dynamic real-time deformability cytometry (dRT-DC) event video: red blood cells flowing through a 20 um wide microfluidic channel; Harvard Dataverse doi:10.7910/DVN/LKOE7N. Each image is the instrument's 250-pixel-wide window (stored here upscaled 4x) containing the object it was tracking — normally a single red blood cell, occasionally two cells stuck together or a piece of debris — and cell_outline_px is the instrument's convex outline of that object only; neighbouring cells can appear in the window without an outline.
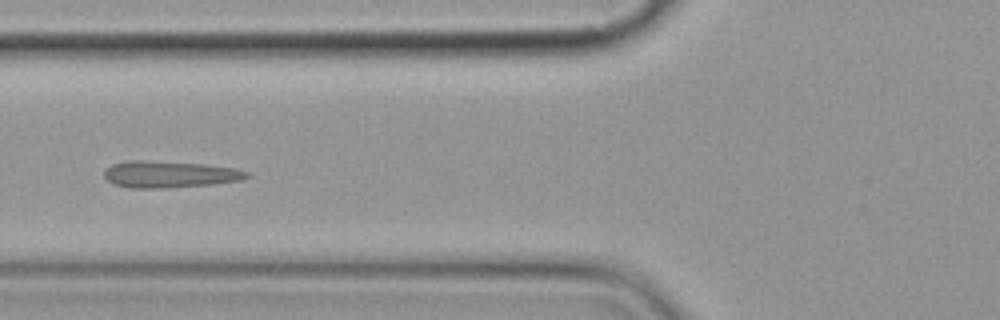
{"species": "common noctule bat (a hibernating species)", "species_latin": "Nyctalus noctula", "temperature_condition": "cold", "stored_images_in_passage": 9, "camera_frame_rate_fps": 3000, "um_per_image_px": 0.085, "animal": {"sex": "female", "body_mass_g": 19.9}, "frame": {"image": 1, "passage_image": 6, "time_ms": 6.333, "image_size_px": [1000, 320], "cell_outline_px": [[252, 176], [244, 180], [212, 184], [164, 188], [128, 188], [112, 184], [104, 176], [104, 172], [112, 164], [128, 160], [144, 160], [204, 164], [236, 168], [248, 172]], "centroid_in_image_um": [14.44, 14.82], "position_along_channel_um": 111.4, "area_um2": 22.37}}
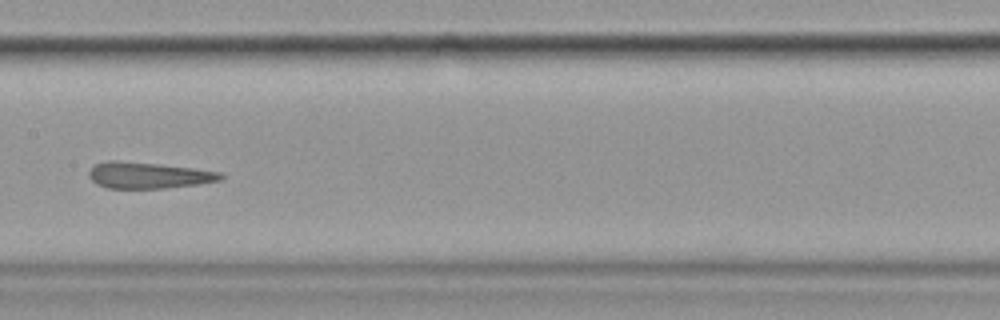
{"frame": {"image": 2, "passage_image": 8, "time_ms": 8.667, "image_size_px": [1000, 320], "cell_outline_px": [[224, 176], [220, 180], [196, 184], [164, 188], [108, 188], [96, 184], [88, 176], [88, 172], [96, 164], [108, 160], [112, 160], [156, 164], [192, 168], [220, 172]], "centroid_in_image_um": [12.57, 14.9], "position_along_channel_um": 194.8, "area_um2": 19.83}}
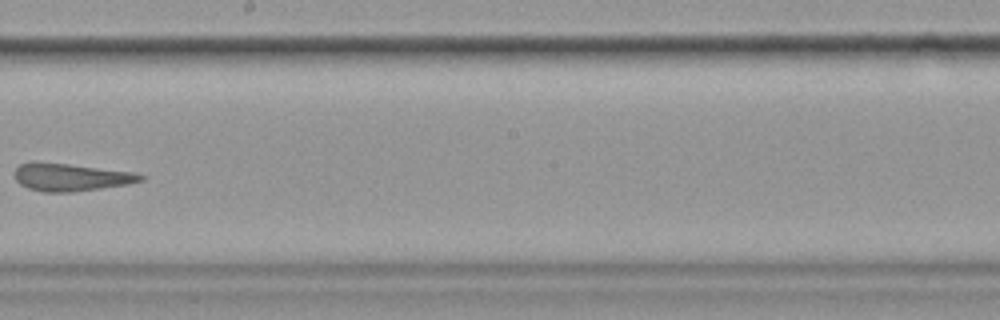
{"frame": {"image": 3, "passage_image": 9, "time_ms": 10.0, "image_size_px": [1000, 320], "cell_outline_px": [[144, 180], [128, 184], [72, 192], [44, 192], [28, 188], [20, 184], [16, 180], [16, 168], [20, 164], [32, 160], [68, 164], [132, 172], [144, 176]], "centroid_in_image_um": [5.97, 15.05], "position_along_channel_um": 242.2, "area_um2": 20.17}}